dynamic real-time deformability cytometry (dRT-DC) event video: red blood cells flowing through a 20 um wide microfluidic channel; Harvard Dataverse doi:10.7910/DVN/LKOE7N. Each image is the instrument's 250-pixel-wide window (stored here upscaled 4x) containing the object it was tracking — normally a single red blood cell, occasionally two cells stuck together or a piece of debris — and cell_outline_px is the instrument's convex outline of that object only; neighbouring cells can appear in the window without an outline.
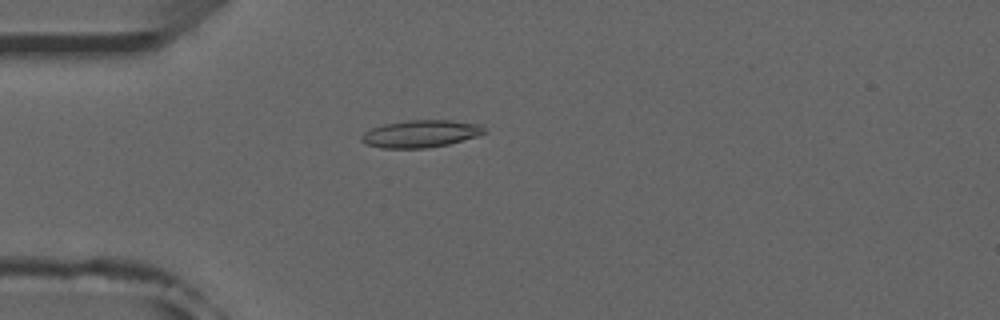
{"species": "common noctule bat (a hibernating species)", "species_latin": "Nyctalus noctula", "temperature_condition": "room temperature", "stored_images_in_passage": 52, "camera_frame_rate_fps": 3000, "um_per_image_px": 0.085, "animal": {"sex": "male", "forearm_length_mm": 52.5}, "frame": {"image": 1, "passage_image": 14, "time_ms": 4.333, "image_size_px": [1000, 320], "cell_outline_px": [[488, 132], [476, 136], [448, 144], [428, 148], [380, 148], [364, 144], [360, 140], [360, 136], [364, 132], [372, 128], [384, 124], [408, 120], [452, 120], [484, 124]], "centroid_in_image_um": [35.78, 11.36], "position_along_channel_um": 49.2, "area_um2": 19.83}}
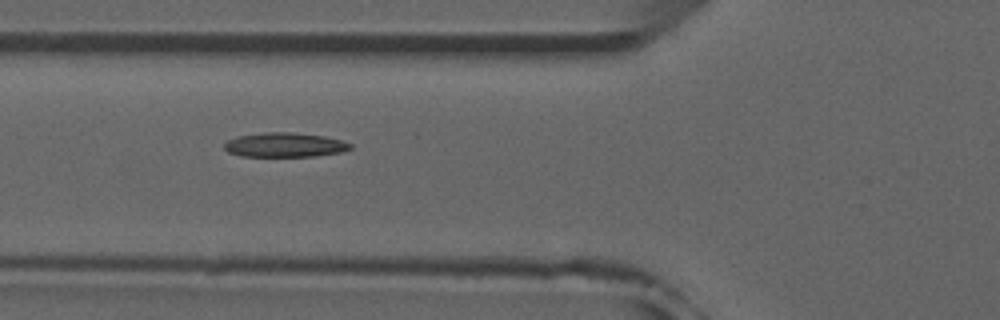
{"frame": {"image": 2, "passage_image": 19, "time_ms": 6.0, "image_size_px": [1000, 320], "cell_outline_px": [[352, 148], [340, 152], [312, 156], [240, 156], [228, 152], [224, 148], [224, 144], [228, 140], [236, 136], [264, 132], [292, 132], [324, 136], [340, 140], [352, 144]], "centroid_in_image_um": [24.17, 12.31], "position_along_channel_um": 101.6, "area_um2": 17.86}}
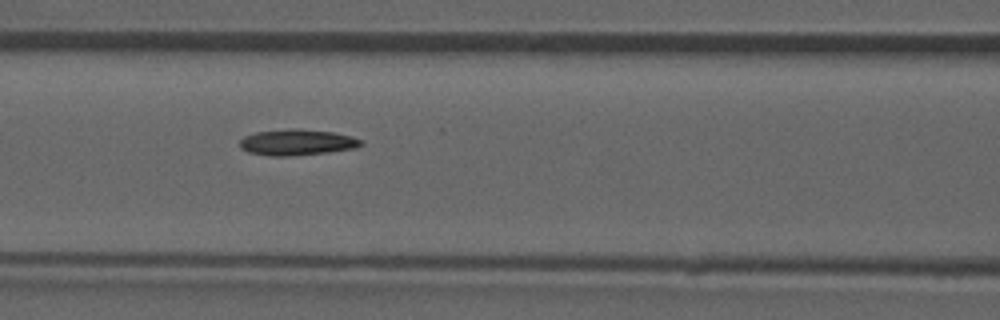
{"frame": {"image": 3, "passage_image": 22, "time_ms": 7.0, "image_size_px": [1000, 320], "cell_outline_px": [[364, 144], [356, 148], [328, 152], [288, 156], [272, 156], [248, 152], [240, 148], [240, 140], [244, 136], [256, 132], [292, 128], [296, 128], [332, 132], [352, 136], [360, 140]], "centroid_in_image_um": [25.24, 12.09], "position_along_channel_um": 141.4, "area_um2": 18.32}, "authors_computed_cell_mechanics": {"area_um2": 18.0914, "velocity_mm_per_s": 3.9304, "shape_relaxation_time_tau1_ms": 10.2406, "shape_relaxation_time_tau2_ms": null, "deformation_change_tau1": 0.1991, "deformation_change_tau2": null}}